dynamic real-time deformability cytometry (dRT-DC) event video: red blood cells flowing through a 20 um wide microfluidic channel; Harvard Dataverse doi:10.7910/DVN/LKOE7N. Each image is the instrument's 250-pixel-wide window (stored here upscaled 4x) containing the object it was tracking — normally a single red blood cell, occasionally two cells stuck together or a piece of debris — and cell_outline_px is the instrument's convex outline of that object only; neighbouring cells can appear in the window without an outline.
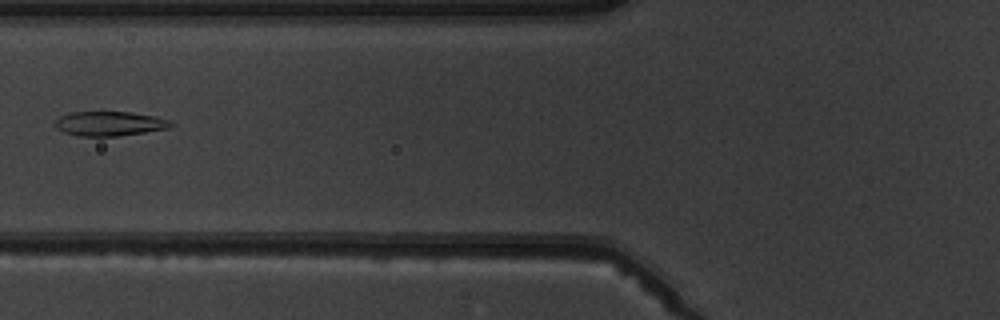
{"species": "common noctule bat (a hibernating species)", "species_latin": "Nyctalus noctula", "temperature_condition": "warm", "stored_images_in_passage": 7, "camera_frame_rate_fps": 3000, "um_per_image_px": 0.085, "animal": {"sex": "male", "body_mass_g": 19.5, "forearm_length_mm": 54.6}, "frame": {"image": 1, "passage_image": 6, "time_ms": 6.667, "image_size_px": [1000, 320], "cell_outline_px": [[176, 124], [168, 128], [144, 132], [116, 136], [80, 136], [64, 132], [56, 128], [56, 120], [60, 116], [72, 112], [128, 112], [156, 116], [172, 120]], "centroid_in_image_um": [9.36, 10.5], "position_along_channel_um": 116.4, "area_um2": 16.47}}
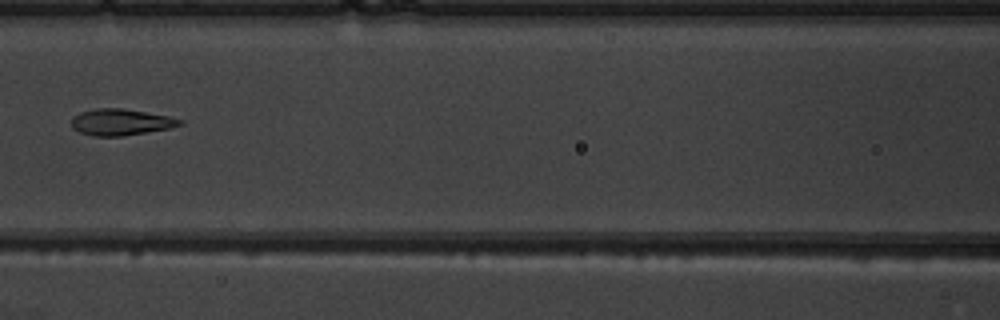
{"frame": {"image": 2, "passage_image": 7, "time_ms": 7.667, "image_size_px": [1000, 320], "cell_outline_px": [[184, 124], [172, 128], [120, 136], [92, 136], [80, 132], [72, 128], [72, 116], [80, 112], [96, 108], [124, 108], [168, 116], [184, 120]], "centroid_in_image_um": [10.28, 10.37], "position_along_channel_um": 156.3, "area_um2": 16.76}}